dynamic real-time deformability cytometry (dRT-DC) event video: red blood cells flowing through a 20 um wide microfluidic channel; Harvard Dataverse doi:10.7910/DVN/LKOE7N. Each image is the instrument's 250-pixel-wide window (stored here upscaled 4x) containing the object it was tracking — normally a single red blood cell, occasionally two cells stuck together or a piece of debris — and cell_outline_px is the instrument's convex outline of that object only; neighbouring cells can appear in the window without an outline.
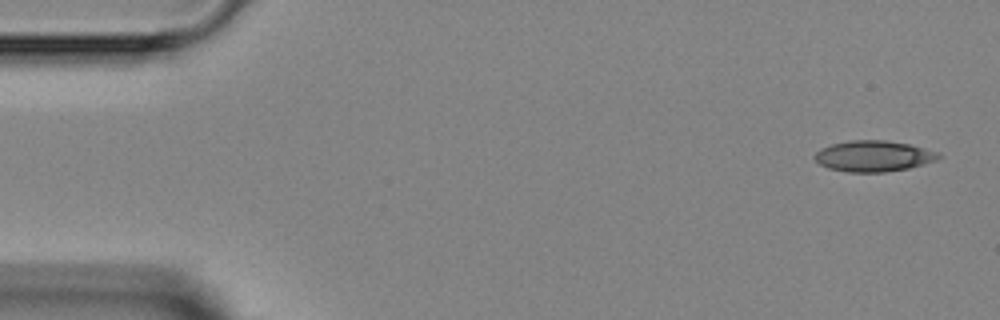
{"species": "Egyptian fruit bat (a non-hibernating species)", "species_latin": "Rousettus aegyptiacus", "temperature_condition": "room temperature", "stored_images_in_passage": 4, "camera_frame_rate_fps": 3000, "um_per_image_px": 0.085, "animal": {"sex": "female"}, "frame": {"image": 1, "passage_image": 1, "time_ms": 0.0, "image_size_px": [1000, 320], "cell_outline_px": [[944, 156], [936, 160], [908, 168], [884, 172], [848, 172], [828, 168], [820, 164], [812, 156], [820, 148], [832, 144], [852, 140], [884, 140], [908, 144], [940, 152]], "centroid_in_image_um": [74.25, 13.26], "position_along_channel_um": 10.7, "area_um2": 22.31}}